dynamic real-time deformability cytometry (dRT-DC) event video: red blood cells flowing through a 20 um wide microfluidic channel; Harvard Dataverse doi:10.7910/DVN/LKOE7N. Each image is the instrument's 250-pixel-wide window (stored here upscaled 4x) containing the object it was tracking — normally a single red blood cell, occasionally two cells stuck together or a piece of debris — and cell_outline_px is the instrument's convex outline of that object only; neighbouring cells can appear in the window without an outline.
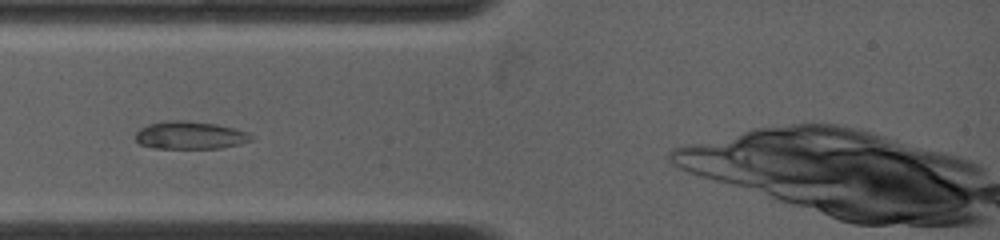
{"species": "common noctule bat (a hibernating species)", "species_latin": "Nyctalus noctula", "temperature_condition": "warm", "stored_images_in_passage": 2, "camera_frame_rate_fps": 4500, "um_per_image_px": 0.085, "animal": {"sex": "female", "body_mass_g": 19.0, "forearm_length_mm": 53.3}, "frame": {"image": 1, "passage_image": 1, "time_ms": 0.0, "image_size_px": [1000, 240], "cell_outline_px": [[256, 136], [252, 140], [240, 144], [220, 148], [156, 148], [140, 144], [136, 140], [136, 132], [140, 128], [148, 124], [168, 120], [184, 120], [216, 124], [248, 132]], "centroid_in_image_um": [16.18, 11.49], "position_along_channel_um": 68.8, "area_um2": 18.73}}